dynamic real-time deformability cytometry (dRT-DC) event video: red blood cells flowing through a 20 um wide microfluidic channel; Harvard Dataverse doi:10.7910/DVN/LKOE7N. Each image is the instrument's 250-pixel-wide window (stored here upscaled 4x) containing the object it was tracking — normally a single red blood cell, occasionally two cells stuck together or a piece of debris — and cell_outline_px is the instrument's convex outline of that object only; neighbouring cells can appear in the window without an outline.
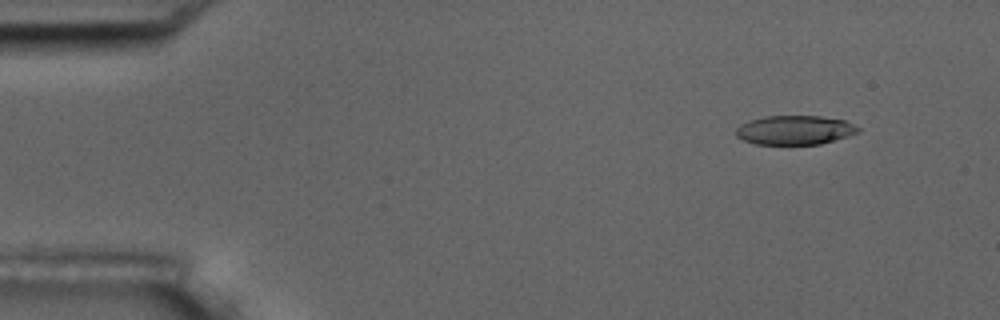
{"species": "common noctule bat (a hibernating species)", "species_latin": "Nyctalus noctula", "temperature_condition": "room temperature", "stored_images_in_passage": 51, "camera_frame_rate_fps": 3000, "um_per_image_px": 0.085, "animal": {"sex": "male", "body_mass_g": 17.5, "forearm_length_mm": 52.3}, "frame": {"image": 1, "passage_image": 1, "time_ms": 0.0, "image_size_px": [1000, 320], "cell_outline_px": [[860, 132], [820, 144], [756, 144], [744, 140], [736, 136], [736, 128], [740, 124], [748, 120], [764, 116], [820, 116], [844, 120], [860, 128]], "centroid_in_image_um": [67.53, 11.05], "position_along_channel_um": 17.5, "area_um2": 20.69}}
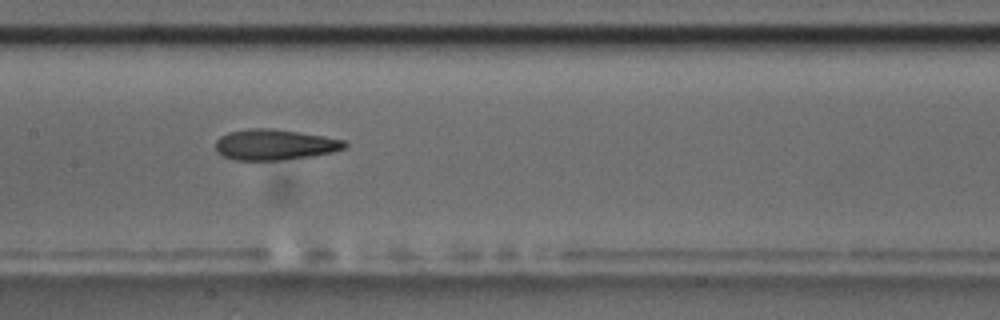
{"frame": {"image": 2, "passage_image": 23, "time_ms": 7.333, "image_size_px": [1000, 320], "cell_outline_px": [[348, 144], [344, 148], [332, 152], [312, 156], [280, 160], [236, 160], [224, 156], [216, 152], [216, 140], [220, 136], [228, 132], [248, 128], [272, 128], [324, 136], [344, 140]], "centroid_in_image_um": [23.33, 12.29], "position_along_channel_um": 184.1, "area_um2": 23.12}}
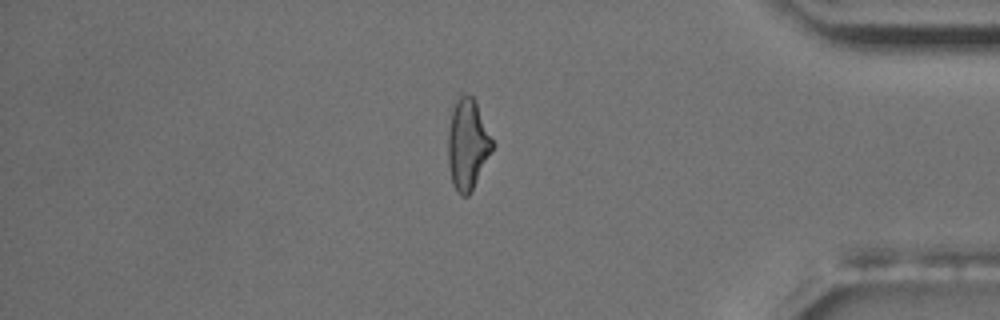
{"frame": {"image": 3, "passage_image": 43, "time_ms": 14.0, "image_size_px": [1000, 320], "cell_outline_px": [[496, 144], [468, 196], [460, 196], [452, 184], [448, 164], [448, 132], [452, 112], [456, 100], [460, 92], [472, 96], [476, 100]], "centroid_in_image_um": [39.76, 12.23], "position_along_channel_um": 395.4, "area_um2": 23.76}, "authors_computed_cell_mechanics": {"area_um2": 23.2356, "velocity_mm_per_s": 3.6024, "shape_relaxation_time_tau1_ms": 7.1154, "shape_relaxation_time_tau2_ms": 3.0383, "deformation_change_tau1": 0.21, "deformation_change_tau2": 0.1213}}